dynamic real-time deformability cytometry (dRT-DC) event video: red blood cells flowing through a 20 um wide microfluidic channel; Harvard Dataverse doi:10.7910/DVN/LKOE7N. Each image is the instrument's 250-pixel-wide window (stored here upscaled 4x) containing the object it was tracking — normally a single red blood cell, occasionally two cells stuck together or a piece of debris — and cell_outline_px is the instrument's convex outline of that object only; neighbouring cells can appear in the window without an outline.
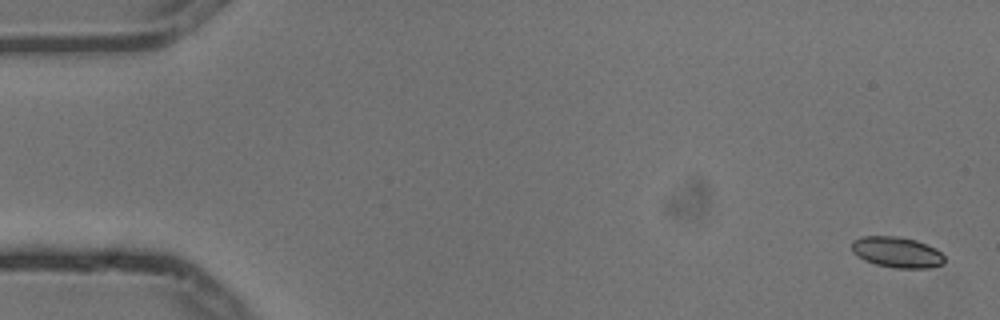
{"species": "common noctule bat (a hibernating species)", "species_latin": "Nyctalus noctula", "temperature_condition": "cold", "stored_images_in_passage": 5, "camera_frame_rate_fps": 3000, "um_per_image_px": 0.085, "animal": {"sex": "male", "body_mass_g": 13.3}, "frame": {"image": 1, "passage_image": 1, "time_ms": 0.0, "image_size_px": [1000, 320], "cell_outline_px": [[944, 264], [928, 268], [892, 268], [876, 264], [864, 260], [856, 256], [852, 252], [852, 240], [864, 236], [896, 236], [916, 240], [936, 248], [944, 256]], "centroid_in_image_um": [76.23, 21.44], "position_along_channel_um": 8.8, "area_um2": 16.76}}
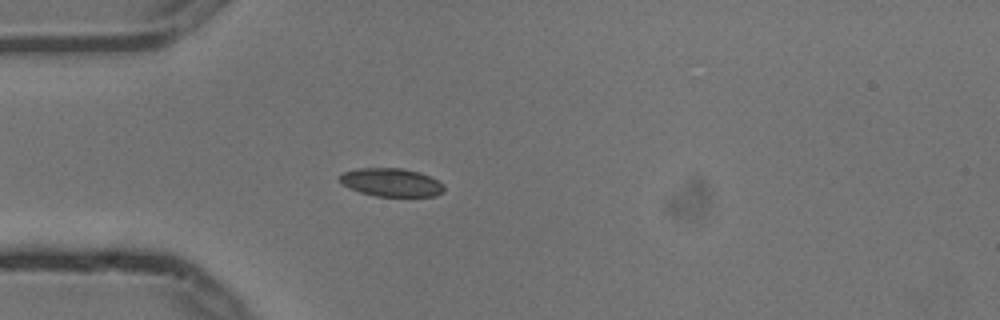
{"frame": {"image": 2, "passage_image": 5, "time_ms": 1.333, "image_size_px": [1000, 320], "cell_outline_px": [[444, 192], [436, 196], [376, 196], [360, 192], [348, 188], [336, 176], [344, 172], [356, 168], [400, 168], [420, 172], [444, 184]], "centroid_in_image_um": [33.24, 15.5], "position_along_channel_um": 51.8, "area_um2": 17.22}}